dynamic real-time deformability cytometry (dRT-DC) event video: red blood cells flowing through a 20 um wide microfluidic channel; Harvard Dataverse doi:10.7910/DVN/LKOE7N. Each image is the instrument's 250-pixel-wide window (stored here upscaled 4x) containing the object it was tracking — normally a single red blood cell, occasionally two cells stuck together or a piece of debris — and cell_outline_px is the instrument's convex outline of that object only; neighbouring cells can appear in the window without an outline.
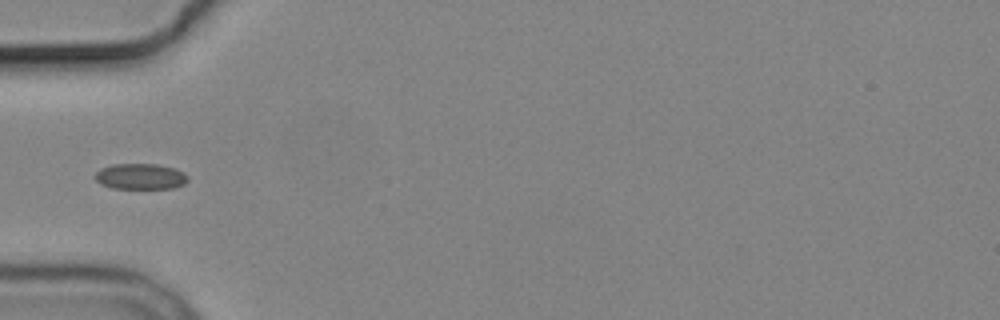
{"species": "common noctule bat (a hibernating species)", "species_latin": "Nyctalus noctula", "temperature_condition": "cold", "stored_images_in_passage": 1, "camera_frame_rate_fps": 3000, "um_per_image_px": 0.085, "animal": {"sex": "male", "body_mass_g": 19.2, "forearm_length_mm": 51.8}, "frame": {"image": 1, "passage_image": 1, "time_ms": 0.0, "image_size_px": [1000, 320], "cell_outline_px": [[188, 180], [184, 184], [172, 188], [112, 188], [100, 184], [92, 176], [100, 168], [112, 164], [156, 164], [176, 168], [184, 172], [188, 176]], "centroid_in_image_um": [11.92, 14.99], "position_along_channel_um": 73.1, "area_um2": 14.1}}